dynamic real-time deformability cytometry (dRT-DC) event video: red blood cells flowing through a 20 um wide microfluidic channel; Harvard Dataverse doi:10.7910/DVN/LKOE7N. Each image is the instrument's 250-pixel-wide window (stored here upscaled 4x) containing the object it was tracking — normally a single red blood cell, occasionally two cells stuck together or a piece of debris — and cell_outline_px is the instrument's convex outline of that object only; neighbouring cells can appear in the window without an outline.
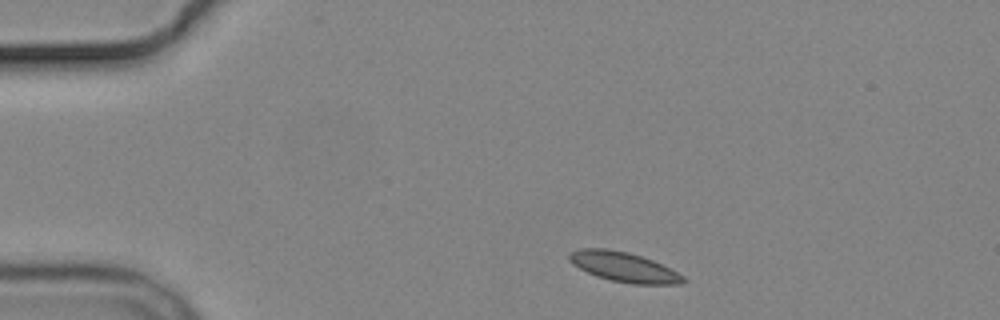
{"species": "common noctule bat (a hibernating species)", "species_latin": "Nyctalus noctula", "temperature_condition": "cold", "stored_images_in_passage": 7, "camera_frame_rate_fps": 3000, "um_per_image_px": 0.085, "animal": {"sex": "male", "body_mass_g": 19.2, "forearm_length_mm": 51.8}, "frame": {"image": 1, "passage_image": 1, "time_ms": 0.0, "image_size_px": [1000, 320], "cell_outline_px": [[688, 280], [680, 284], [632, 284], [612, 280], [596, 276], [572, 264], [568, 260], [568, 252], [580, 248], [608, 248], [628, 252], [652, 260], [684, 276]], "centroid_in_image_um": [52.98, 22.68], "position_along_channel_um": 32.0, "area_um2": 19.71}}
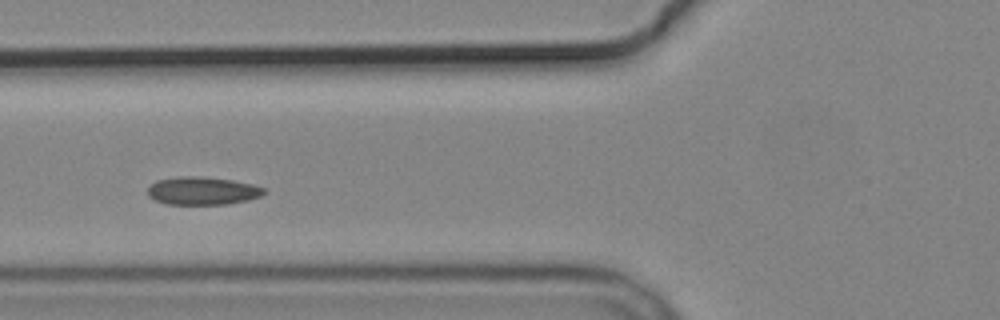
{"frame": {"image": 2, "passage_image": 4, "time_ms": 3.667, "image_size_px": [1000, 320], "cell_outline_px": [[264, 192], [260, 196], [248, 200], [224, 204], [168, 204], [156, 200], [148, 196], [148, 188], [156, 180], [180, 176], [200, 176], [232, 180], [252, 184], [264, 188]], "centroid_in_image_um": [17.19, 16.21], "position_along_channel_um": 108.6, "area_um2": 18.79}}
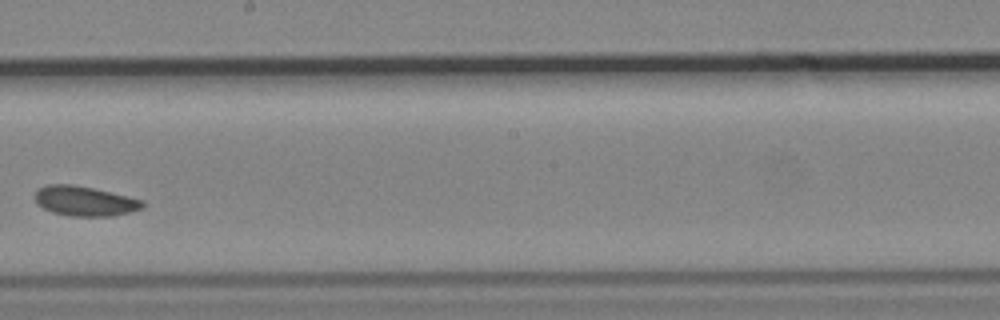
{"frame": {"image": 3, "passage_image": 7, "time_ms": 7.333, "image_size_px": [1000, 320], "cell_outline_px": [[144, 204], [140, 208], [128, 212], [112, 216], [68, 216], [52, 212], [44, 208], [36, 200], [36, 188], [48, 184], [72, 184], [92, 188], [128, 196], [144, 200]], "centroid_in_image_um": [7.18, 17.08], "position_along_channel_um": 241.0, "area_um2": 18.5}}